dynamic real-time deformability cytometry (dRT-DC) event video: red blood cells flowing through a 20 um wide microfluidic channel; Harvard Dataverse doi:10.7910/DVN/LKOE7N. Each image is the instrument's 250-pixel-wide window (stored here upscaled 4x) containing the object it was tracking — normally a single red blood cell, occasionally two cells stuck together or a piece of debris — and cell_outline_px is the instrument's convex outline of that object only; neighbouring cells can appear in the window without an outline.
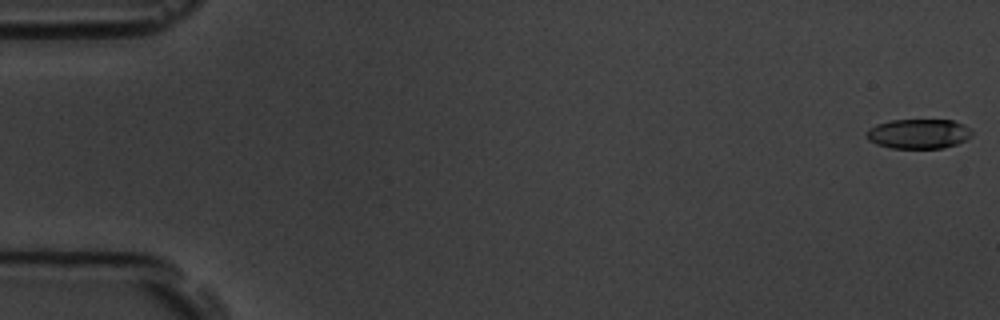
{"species": "common noctule bat (a hibernating species)", "species_latin": "Nyctalus noctula", "temperature_condition": "room temperature", "stored_images_in_passage": 9, "segment_of_instrument_passage": [1, 2], "camera_frame_rate_fps": 3000, "um_per_image_px": 0.085, "animal": {"sex": "male", "body_mass_g": 19.5, "forearm_length_mm": 54.6}, "frame": {"image": 1, "passage_image": 1, "time_ms": 0.0, "image_size_px": [1000, 320], "cell_outline_px": [[972, 136], [956, 144], [944, 148], [892, 148], [876, 144], [868, 140], [868, 128], [876, 124], [892, 120], [952, 120], [964, 124], [972, 132]], "centroid_in_image_um": [78.08, 11.37], "position_along_channel_um": 6.9, "area_um2": 18.15}}
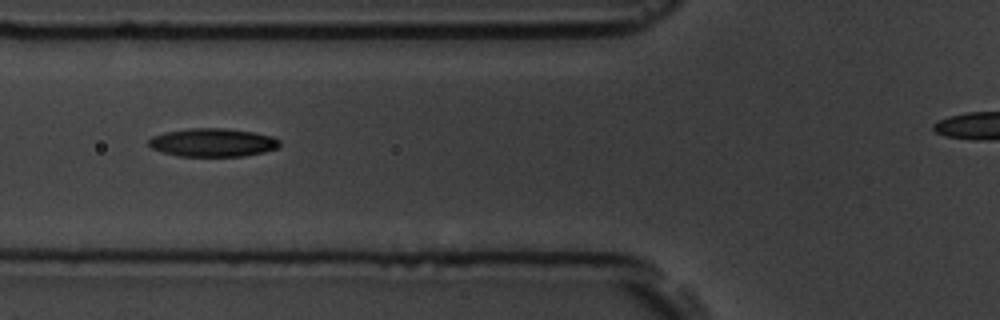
{"frame": {"image": 2, "passage_image": 7, "time_ms": 7.0, "image_size_px": [1000, 320], "cell_outline_px": [[280, 144], [276, 148], [264, 152], [244, 156], [180, 156], [164, 152], [152, 148], [148, 144], [148, 140], [152, 136], [164, 132], [188, 128], [224, 128], [252, 132], [272, 136], [280, 140]], "centroid_in_image_um": [18.07, 12.11], "position_along_channel_um": 107.7, "area_um2": 21.56}}
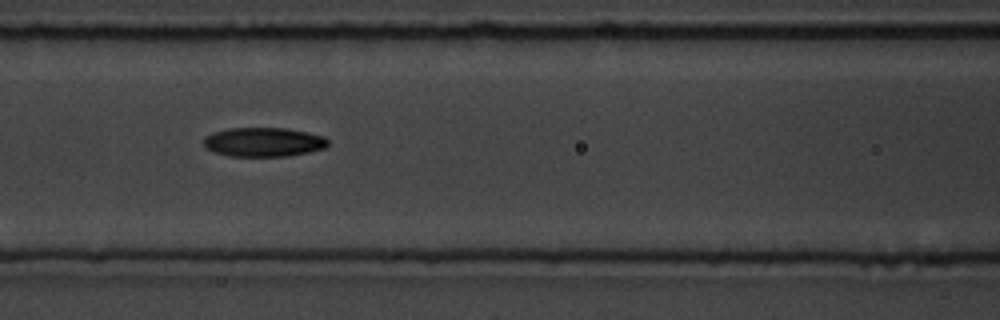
{"frame": {"image": 3, "passage_image": 8, "time_ms": 8.0, "image_size_px": [1000, 320], "cell_outline_px": [[328, 144], [324, 148], [308, 152], [288, 156], [228, 156], [216, 152], [208, 148], [204, 144], [204, 136], [212, 132], [228, 128], [288, 128], [324, 136], [328, 140]], "centroid_in_image_um": [22.4, 12.06], "position_along_channel_um": 144.2, "area_um2": 21.1}}